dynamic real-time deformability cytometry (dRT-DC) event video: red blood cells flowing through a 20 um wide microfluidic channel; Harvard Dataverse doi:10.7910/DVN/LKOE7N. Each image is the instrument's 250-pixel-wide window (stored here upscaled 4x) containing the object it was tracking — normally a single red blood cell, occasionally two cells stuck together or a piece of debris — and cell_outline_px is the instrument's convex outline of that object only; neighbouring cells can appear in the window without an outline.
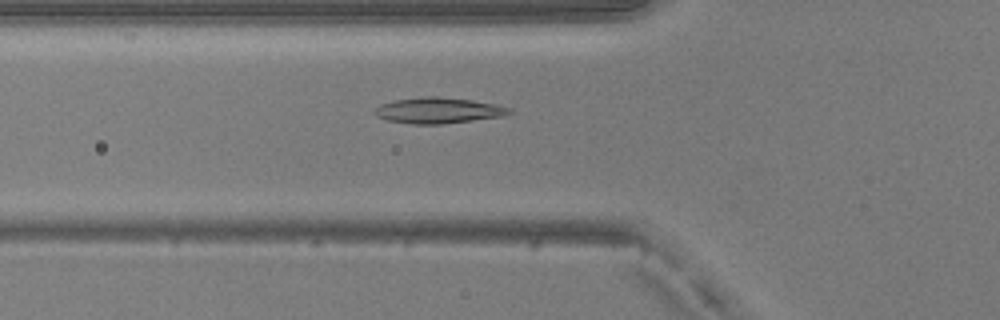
{"species": "common noctule bat (a hibernating species)", "species_latin": "Nyctalus noctula", "temperature_condition": "warm", "stored_images_in_passage": 50, "camera_frame_rate_fps": 3000, "um_per_image_px": 0.085, "animal": {"sex": "male", "body_mass_g": 20.5, "forearm_length_mm": 52.5}, "frame": {"image": 1, "passage_image": 18, "time_ms": 5.667, "image_size_px": [1000, 320], "cell_outline_px": [[512, 112], [500, 116], [472, 120], [440, 124], [412, 124], [388, 120], [376, 116], [372, 112], [380, 104], [396, 100], [424, 96], [436, 96], [472, 100], [496, 104], [512, 108]], "centroid_in_image_um": [37.23, 9.38], "position_along_channel_um": 88.6, "area_um2": 20.11}}
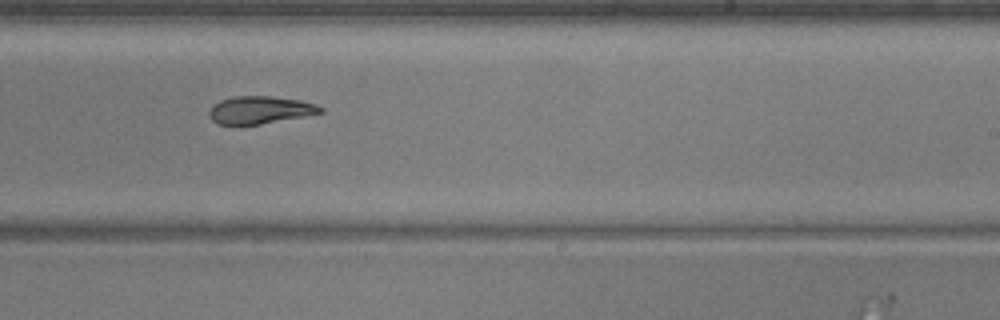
{"frame": {"image": 2, "passage_image": 31, "time_ms": 10.0, "image_size_px": [1000, 320], "cell_outline_px": [[324, 112], [304, 116], [260, 124], [216, 124], [212, 120], [208, 112], [212, 104], [220, 100], [232, 96], [272, 96], [300, 100], [316, 104], [324, 108]], "centroid_in_image_um": [22.08, 9.33], "position_along_channel_um": 266.9, "area_um2": 17.92}}
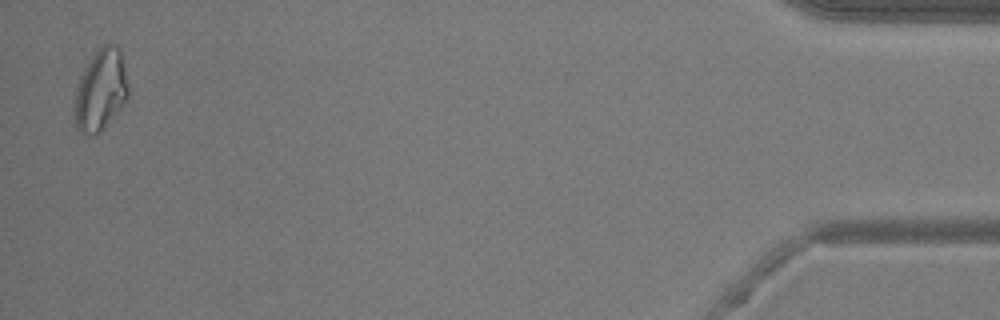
{"frame": {"image": 3, "passage_image": 49, "time_ms": 16.0, "image_size_px": [1000, 320], "cell_outline_px": [[128, 96], [124, 104], [104, 128], [100, 132], [92, 136], [80, 136], [76, 128], [76, 88], [80, 76], [92, 52], [104, 44], [116, 44], [120, 48], [128, 84]], "centroid_in_image_um": [8.56, 7.66], "position_along_channel_um": 426.6, "area_um2": 25.72}, "authors_computed_cell_mechanics": {"area_um2": 20.1722, "velocity_mm_per_s": 4.0976, "shape_relaxation_time_tau1_ms": null, "shape_relaxation_time_tau2_ms": 6.9869, "deformation_change_tau1": null, "deformation_change_tau2": 0.1484}}